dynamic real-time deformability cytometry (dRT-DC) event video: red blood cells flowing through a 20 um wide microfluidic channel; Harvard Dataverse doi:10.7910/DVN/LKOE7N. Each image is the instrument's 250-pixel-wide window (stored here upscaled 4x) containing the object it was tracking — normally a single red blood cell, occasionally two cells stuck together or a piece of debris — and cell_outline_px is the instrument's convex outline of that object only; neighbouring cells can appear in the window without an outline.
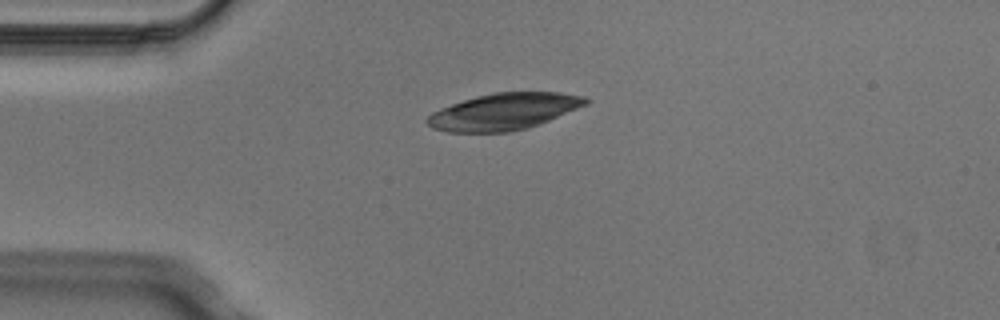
{"species": "Egyptian fruit bat (a non-hibernating species)", "species_latin": "Rousettus aegyptiacus", "temperature_condition": "cold", "stored_images_in_passage": 5, "camera_frame_rate_fps": 3000, "um_per_image_px": 0.085, "animal": {"sex": "male"}, "frame": {"image": 1, "passage_image": 5, "time_ms": 1.333, "image_size_px": [1000, 320], "cell_outline_px": [[592, 100], [588, 104], [548, 120], [524, 128], [508, 132], [448, 132], [432, 128], [424, 120], [432, 112], [440, 108], [476, 96], [492, 92], [560, 92], [584, 96]], "centroid_in_image_um": [42.82, 9.47], "position_along_channel_um": 42.2, "area_um2": 33.64}}